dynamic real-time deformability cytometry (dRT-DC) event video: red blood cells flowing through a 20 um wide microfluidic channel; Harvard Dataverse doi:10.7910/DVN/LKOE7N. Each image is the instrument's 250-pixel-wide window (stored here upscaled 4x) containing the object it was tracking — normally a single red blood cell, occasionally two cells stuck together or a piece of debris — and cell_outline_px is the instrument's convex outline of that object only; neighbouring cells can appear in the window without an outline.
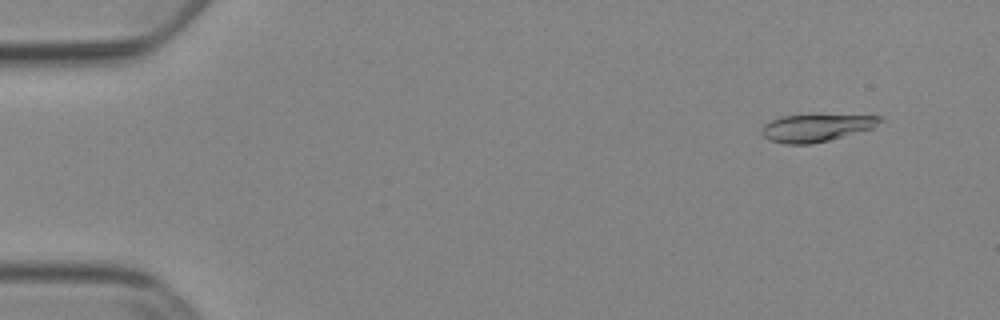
{"species": "Egyptian fruit bat (a non-hibernating species)", "species_latin": "Rousettus aegyptiacus", "temperature_condition": "cold", "stored_images_in_passage": 53, "camera_frame_rate_fps": 3000, "um_per_image_px": 0.085, "animal": {"sex": "female"}, "frame": {"image": 1, "passage_image": 5, "time_ms": 1.333, "image_size_px": [1000, 320], "cell_outline_px": [[884, 120], [876, 128], [828, 140], [808, 144], [784, 144], [768, 140], [760, 132], [760, 128], [764, 124], [780, 116], [884, 116]], "centroid_in_image_um": [69.38, 10.88], "position_along_channel_um": 15.6, "area_um2": 18.73}}
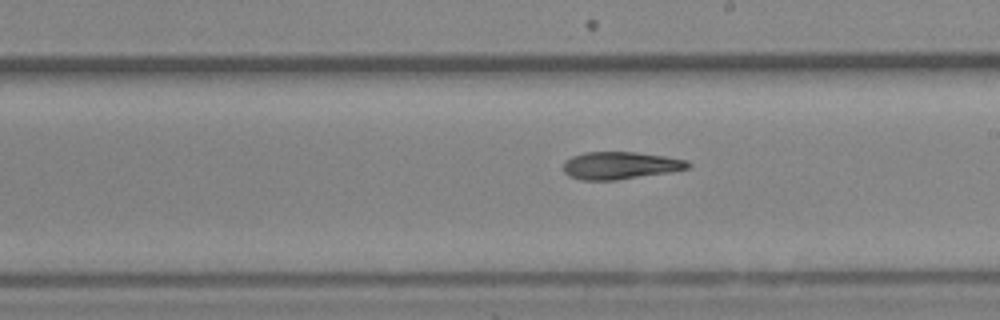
{"frame": {"image": 2, "passage_image": 31, "time_ms": 10.0, "image_size_px": [1000, 320], "cell_outline_px": [[692, 164], [688, 168], [672, 172], [616, 180], [580, 180], [568, 176], [564, 172], [564, 160], [572, 156], [584, 152], [636, 152], [664, 156], [688, 160]], "centroid_in_image_um": [52.72, 14.07], "position_along_channel_um": 236.3, "area_um2": 20.11}}
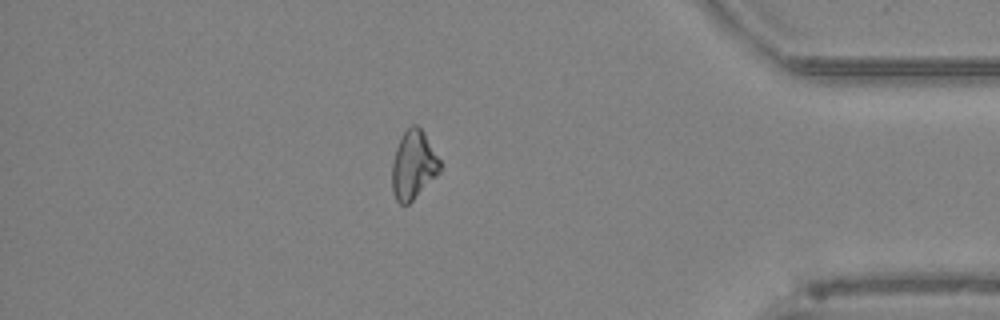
{"frame": {"image": 3, "passage_image": 46, "time_ms": 15.0, "image_size_px": [1000, 320], "cell_outline_px": [[440, 172], [408, 204], [400, 204], [396, 200], [392, 192], [392, 164], [396, 148], [404, 132], [412, 124], [416, 124], [424, 132], [440, 160]], "centroid_in_image_um": [35.13, 14.03], "position_along_channel_um": 400.1, "area_um2": 18.9}}